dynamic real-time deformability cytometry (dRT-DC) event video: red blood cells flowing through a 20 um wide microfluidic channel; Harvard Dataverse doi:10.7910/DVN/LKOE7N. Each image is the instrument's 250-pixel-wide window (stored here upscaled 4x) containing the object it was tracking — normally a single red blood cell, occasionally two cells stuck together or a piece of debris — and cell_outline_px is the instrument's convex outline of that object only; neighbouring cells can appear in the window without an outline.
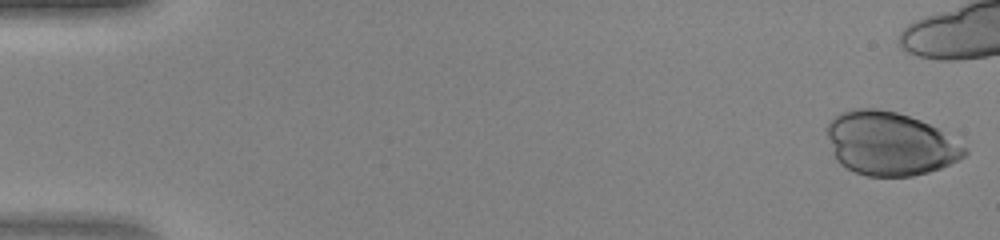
{"species": "human", "species_latin": "Homo sapiens", "temperature_condition": "warm", "stored_images_in_passage": 21, "camera_frame_rate_fps": 3000, "um_per_image_px": 0.085, "donor": {"sex": "female"}, "frame": {"image": 1, "passage_image": 1, "time_ms": 0.0, "image_size_px": [1000, 240], "cell_outline_px": [[968, 152], [960, 160], [940, 168], [928, 172], [912, 176], [868, 176], [856, 172], [840, 164], [836, 160], [832, 152], [824, 128], [840, 112], [852, 108], [872, 108], [896, 112], [920, 120], [936, 128], [968, 148]], "centroid_in_image_um": [75.62, 12.21], "position_along_channel_um": 9.4, "area_um2": 50.86}}
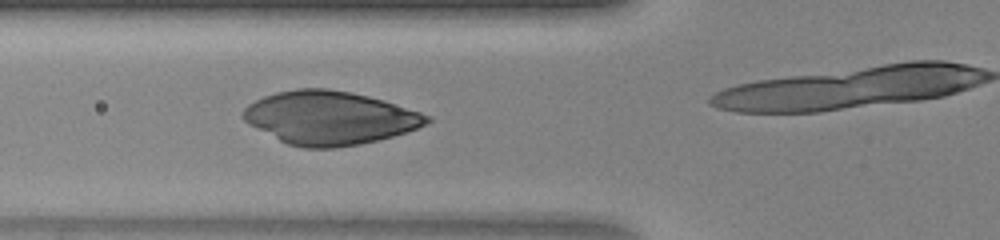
{"frame": {"image": 2, "passage_image": 18, "time_ms": 5.667, "image_size_px": [1000, 240], "cell_outline_px": [[432, 120], [428, 124], [408, 132], [360, 144], [332, 148], [304, 148], [288, 144], [248, 124], [240, 116], [240, 112], [248, 104], [264, 96], [276, 92], [296, 88], [328, 88], [352, 92], [384, 100], [432, 116]], "centroid_in_image_um": [28.02, 10.01], "position_along_channel_um": 97.8, "area_um2": 57.34}}